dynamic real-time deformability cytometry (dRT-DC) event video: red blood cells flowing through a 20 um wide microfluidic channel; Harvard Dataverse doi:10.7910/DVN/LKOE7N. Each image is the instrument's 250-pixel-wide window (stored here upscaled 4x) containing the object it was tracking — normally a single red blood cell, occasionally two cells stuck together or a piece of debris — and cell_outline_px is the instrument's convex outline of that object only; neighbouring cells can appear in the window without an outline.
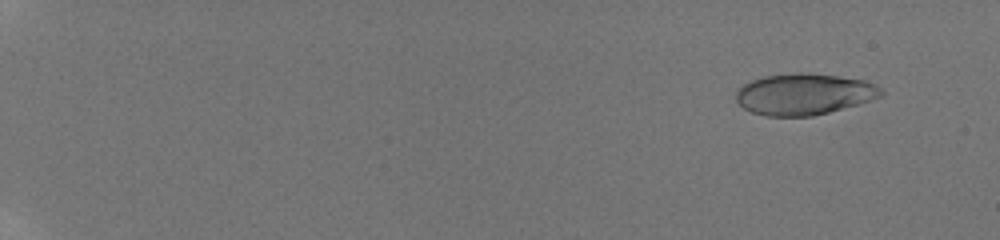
{"species": "human", "species_latin": "Homo sapiens", "temperature_condition": "room temperature", "stored_images_in_passage": 60, "camera_frame_rate_fps": 3000, "um_per_image_px": 0.085, "donor": {"sex": "male"}, "frame": {"image": 1, "passage_image": 6, "time_ms": 1.667, "image_size_px": [1000, 240], "cell_outline_px": [[884, 96], [872, 100], [828, 112], [812, 116], [764, 116], [752, 112], [744, 108], [736, 100], [736, 92], [744, 84], [752, 80], [764, 76], [792, 72], [808, 72], [864, 80], [876, 84], [884, 92]], "centroid_in_image_um": [68.36, 7.99], "position_along_channel_um": 16.6, "area_um2": 35.03}}
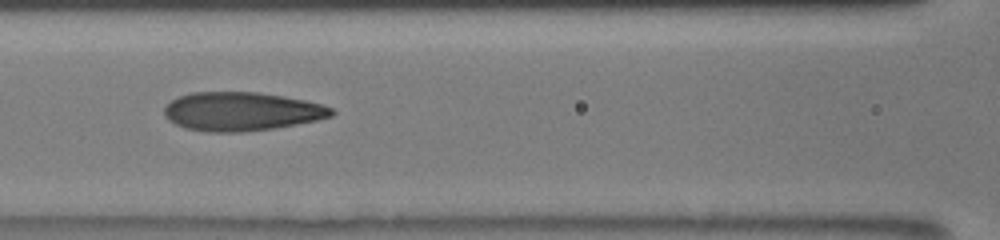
{"frame": {"image": 2, "passage_image": 32, "time_ms": 10.0, "image_size_px": [1000, 240], "cell_outline_px": [[336, 112], [332, 116], [316, 120], [276, 128], [244, 132], [208, 132], [184, 128], [168, 120], [164, 116], [164, 108], [172, 100], [180, 96], [192, 92], [256, 92], [284, 96], [304, 100], [320, 104], [332, 108]], "centroid_in_image_um": [20.52, 9.48], "position_along_channel_um": 146.1, "area_um2": 37.74}}
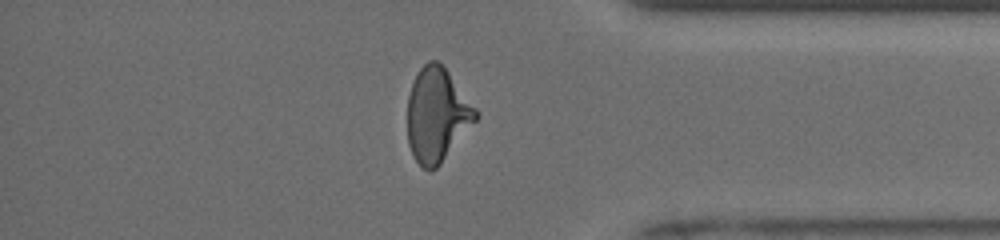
{"frame": {"image": 3, "passage_image": 52, "time_ms": 16.667, "image_size_px": [1000, 240], "cell_outline_px": [[480, 116], [440, 164], [436, 168], [428, 172], [412, 156], [408, 144], [408, 96], [412, 84], [420, 68], [428, 60], [436, 60], [448, 72], [480, 112]], "centroid_in_image_um": [37.15, 9.78], "position_along_channel_um": 398.0, "area_um2": 37.22}, "authors_computed_cell_mechanics": {"area_um2": 36.4718, "velocity_mm_per_s": 3.9275, "shape_relaxation_time_tau1_ms": 6.8234, "shape_relaxation_time_tau2_ms": 1.0945, "deformation_change_tau1": 0.2554, "deformation_change_tau2": 0.0884}}